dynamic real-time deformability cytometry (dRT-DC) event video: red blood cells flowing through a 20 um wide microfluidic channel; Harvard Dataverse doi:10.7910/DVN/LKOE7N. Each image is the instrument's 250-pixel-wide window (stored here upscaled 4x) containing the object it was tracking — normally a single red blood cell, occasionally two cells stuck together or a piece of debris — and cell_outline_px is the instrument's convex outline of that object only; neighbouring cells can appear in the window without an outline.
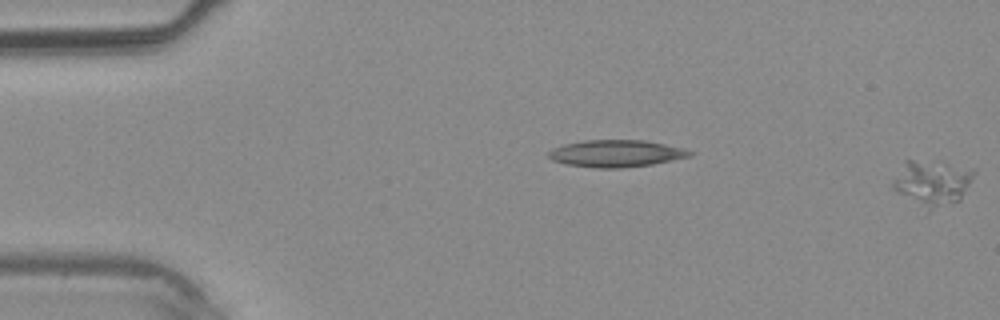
{"species": "common noctule bat (a hibernating species)", "species_latin": "Nyctalus noctula", "temperature_condition": "warm", "stored_images_in_passage": 7, "segment_of_instrument_passage": [2, 2], "camera_frame_rate_fps": 3000, "um_per_image_px": 0.085, "animal": {"sex": "male", "body_mass_g": 20.4}, "frame": {"image": 1, "passage_image": 7, "time_ms": 2.0, "image_size_px": [1000, 320], "cell_outline_px": [[976, 172], [960, 200], [924, 216], [896, 192], [892, 188], [892, 180], [904, 160], [940, 160], [976, 168]], "centroid_in_image_um": [79.21, 15.6], "position_along_channel_um": 5.8, "area_um2": 23.35}}